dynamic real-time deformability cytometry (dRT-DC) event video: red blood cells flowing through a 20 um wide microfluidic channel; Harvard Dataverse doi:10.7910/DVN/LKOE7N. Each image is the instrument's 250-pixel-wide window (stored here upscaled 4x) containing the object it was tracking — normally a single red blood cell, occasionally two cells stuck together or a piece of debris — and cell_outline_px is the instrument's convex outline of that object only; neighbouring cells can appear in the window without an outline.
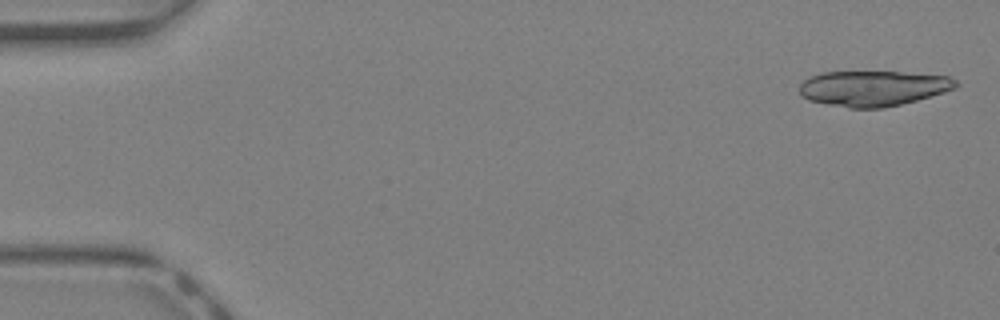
{"species": "Egyptian fruit bat (a non-hibernating species)", "species_latin": "Rousettus aegyptiacus", "temperature_condition": "warm", "stored_images_in_passage": 12, "camera_frame_rate_fps": 3000, "um_per_image_px": 0.085, "animal": {"sex": "female"}, "frame": {"image": 1, "passage_image": 1, "time_ms": 0.0, "image_size_px": [1000, 320], "cell_outline_px": [[960, 84], [956, 88], [944, 92], [916, 100], [884, 108], [848, 108], [808, 100], [800, 96], [800, 84], [808, 76], [820, 72], [900, 72], [948, 76], [956, 80]], "centroid_in_image_um": [74.19, 7.5], "position_along_channel_um": 10.8, "area_um2": 32.37}}